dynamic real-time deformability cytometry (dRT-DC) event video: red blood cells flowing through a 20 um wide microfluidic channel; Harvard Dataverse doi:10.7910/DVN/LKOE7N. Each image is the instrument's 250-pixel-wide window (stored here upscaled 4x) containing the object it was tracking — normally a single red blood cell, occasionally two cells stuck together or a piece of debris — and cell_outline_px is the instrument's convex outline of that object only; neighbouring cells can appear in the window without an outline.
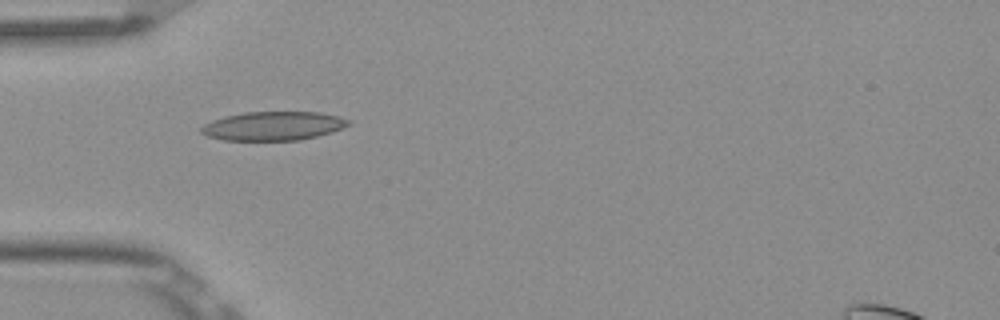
{"species": "Egyptian fruit bat (a non-hibernating species)", "species_latin": "Rousettus aegyptiacus", "temperature_condition": "room temperature", "stored_images_in_passage": 6, "camera_frame_rate_fps": 3000, "um_per_image_px": 0.085, "frame": {"image": 1, "passage_image": 4, "time_ms": 1.0, "image_size_px": [1000, 320], "cell_outline_px": [[352, 124], [332, 132], [300, 140], [224, 140], [208, 136], [200, 132], [200, 128], [204, 124], [212, 120], [224, 116], [244, 112], [320, 112], [352, 120]], "centroid_in_image_um": [23.23, 10.7], "position_along_channel_um": 61.8, "area_um2": 24.8}}
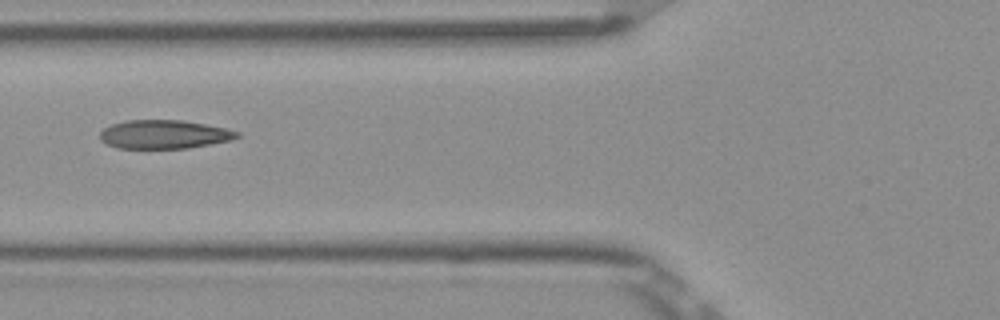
{"frame": {"image": 2, "passage_image": 5, "time_ms": 1.333, "image_size_px": [1000, 320], "cell_outline_px": [[240, 136], [232, 140], [188, 148], [116, 148], [104, 144], [100, 140], [100, 132], [104, 128], [112, 124], [128, 120], [184, 120], [224, 128], [240, 132]], "centroid_in_image_um": [13.93, 11.42], "position_along_channel_um": 111.9, "area_um2": 22.95}}
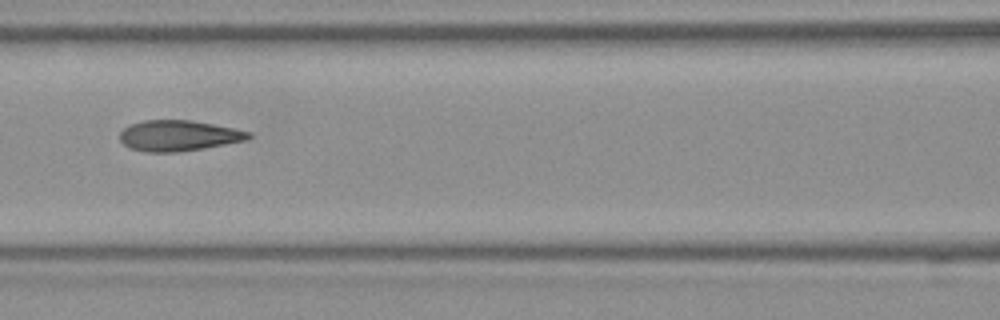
{"frame": {"image": 3, "passage_image": 6, "time_ms": 1.667, "image_size_px": [1000, 320], "cell_outline_px": [[252, 136], [248, 140], [204, 148], [176, 152], [144, 152], [128, 148], [120, 140], [120, 132], [124, 128], [132, 124], [144, 120], [188, 120], [236, 128], [252, 132]], "centroid_in_image_um": [15.2, 11.54], "position_along_channel_um": 151.4, "area_um2": 23.12}}